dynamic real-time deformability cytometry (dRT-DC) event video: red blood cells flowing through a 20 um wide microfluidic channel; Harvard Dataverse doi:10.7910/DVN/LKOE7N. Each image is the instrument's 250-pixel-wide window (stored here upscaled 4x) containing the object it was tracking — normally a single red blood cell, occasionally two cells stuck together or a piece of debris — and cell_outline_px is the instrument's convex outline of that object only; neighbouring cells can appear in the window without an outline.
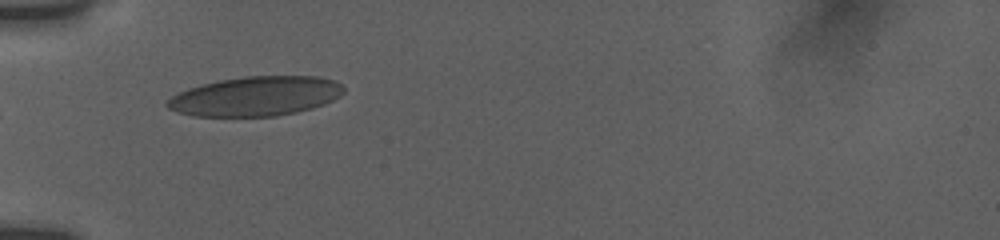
{"species": "human", "species_latin": "Homo sapiens", "temperature_condition": "room temperature", "stored_images_in_passage": 8, "camera_frame_rate_fps": 3000, "um_per_image_px": 0.085, "donor": {"sex": "female"}, "frame": {"image": 1, "passage_image": 2, "time_ms": 1.0, "image_size_px": [1000, 240], "cell_outline_px": [[344, 92], [340, 96], [324, 104], [312, 108], [296, 112], [276, 116], [192, 116], [176, 112], [168, 108], [164, 104], [172, 96], [188, 88], [220, 80], [244, 76], [320, 76], [336, 80], [344, 88]], "centroid_in_image_um": [21.75, 8.18], "position_along_channel_um": 63.3, "area_um2": 40.69}}
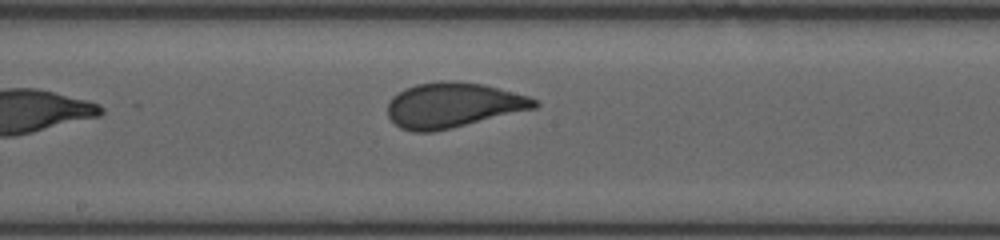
{"frame": {"image": 2, "passage_image": 8, "time_ms": 5.0, "image_size_px": [1000, 240], "cell_outline_px": [[540, 104], [536, 108], [432, 132], [412, 132], [400, 128], [388, 116], [388, 100], [392, 96], [404, 88], [416, 84], [440, 80], [448, 80], [484, 84], [528, 96], [540, 100]], "centroid_in_image_um": [38.49, 8.92], "position_along_channel_um": 209.7, "area_um2": 38.61}}